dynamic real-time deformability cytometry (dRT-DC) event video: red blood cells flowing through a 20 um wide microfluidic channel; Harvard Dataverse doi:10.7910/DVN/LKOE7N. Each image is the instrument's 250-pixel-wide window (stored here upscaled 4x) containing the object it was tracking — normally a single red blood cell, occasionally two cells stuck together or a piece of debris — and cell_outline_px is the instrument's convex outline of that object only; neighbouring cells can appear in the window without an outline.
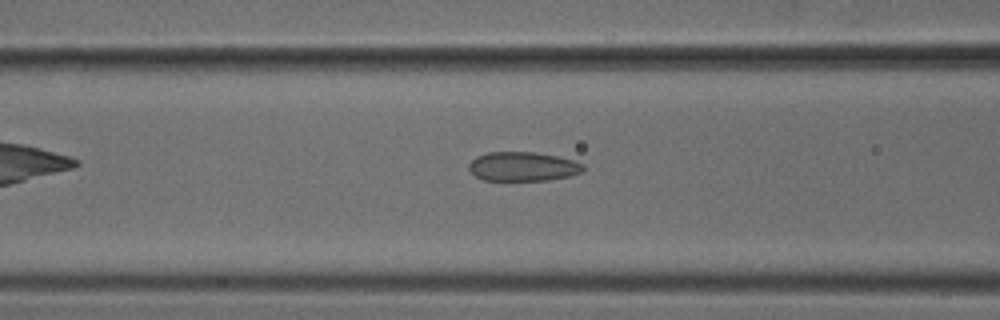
{"species": "common noctule bat (a hibernating species)", "species_latin": "Nyctalus noctula", "temperature_condition": "cold", "stored_images_in_passage": 41, "camera_frame_rate_fps": 3000, "um_per_image_px": 0.085, "animal": {"sex": "male", "body_mass_g": 18.8}, "frame": {"image": 1, "passage_image": 11, "time_ms": 3.333, "image_size_px": [1000, 320], "cell_outline_px": [[584, 172], [568, 176], [548, 180], [484, 180], [476, 176], [468, 168], [468, 164], [476, 156], [488, 152], [532, 152], [556, 156], [572, 160], [584, 164]], "centroid_in_image_um": [44.44, 14.15], "position_along_channel_um": 122.2, "area_um2": 19.36}}
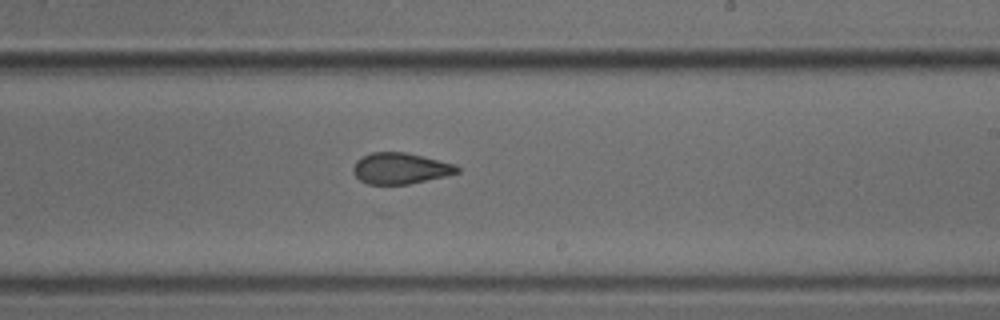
{"frame": {"image": 2, "passage_image": 21, "time_ms": 6.667, "image_size_px": [1000, 320], "cell_outline_px": [[460, 172], [444, 176], [408, 184], [368, 184], [360, 180], [352, 172], [352, 168], [356, 160], [372, 152], [404, 152], [456, 164], [460, 168]], "centroid_in_image_um": [34.02, 14.31], "position_along_channel_um": 255.0, "area_um2": 18.73}}
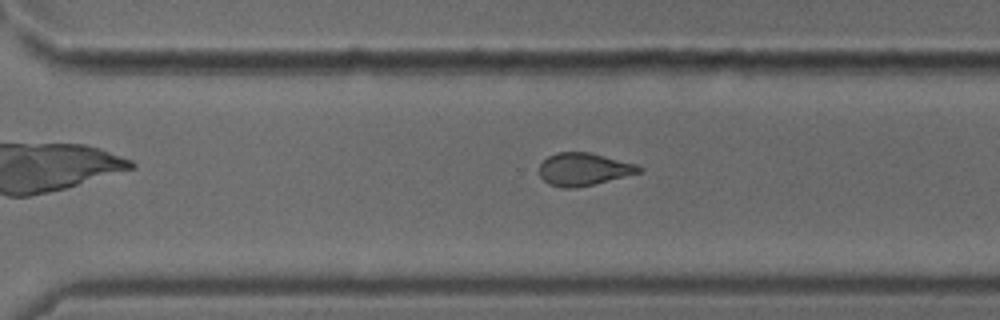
{"frame": {"image": 3, "passage_image": 26, "time_ms": 8.333, "image_size_px": [1000, 320], "cell_outline_px": [[644, 168], [640, 172], [576, 188], [564, 188], [548, 184], [540, 176], [540, 164], [548, 156], [556, 152], [588, 152], [636, 164]], "centroid_in_image_um": [49.58, 14.38], "position_along_channel_um": 321.0, "area_um2": 18.67}}